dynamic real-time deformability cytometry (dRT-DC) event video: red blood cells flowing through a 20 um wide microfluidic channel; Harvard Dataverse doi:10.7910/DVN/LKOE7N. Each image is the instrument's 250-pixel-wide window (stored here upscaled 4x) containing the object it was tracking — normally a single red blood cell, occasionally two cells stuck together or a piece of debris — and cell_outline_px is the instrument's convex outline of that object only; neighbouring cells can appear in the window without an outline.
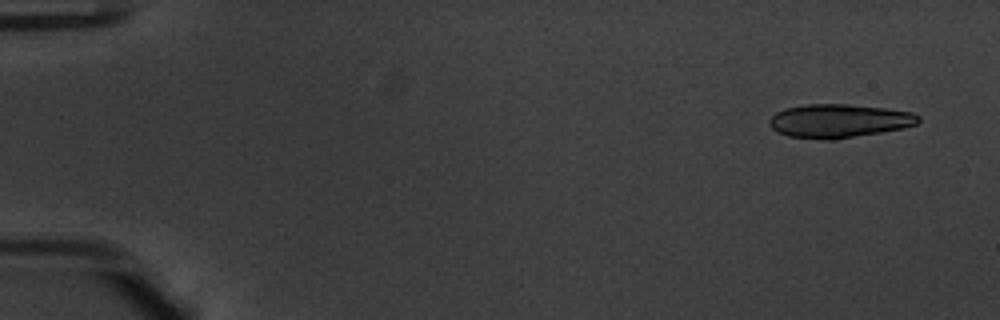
{"species": "common noctule bat (a hibernating species)", "species_latin": "Nyctalus noctula", "temperature_condition": "warm", "stored_images_in_passage": 31, "camera_frame_rate_fps": 3000, "um_per_image_px": 0.085, "animal": {"sex": "male", "body_mass_g": 20.1, "forearm_length_mm": 53.5}, "frame": {"image": 1, "passage_image": 3, "time_ms": 0.667, "image_size_px": [1000, 320], "cell_outline_px": [[920, 120], [916, 124], [904, 128], [836, 140], [828, 140], [788, 136], [776, 132], [768, 124], [768, 120], [776, 112], [784, 108], [804, 104], [848, 104], [888, 108], [912, 112], [920, 116]], "centroid_in_image_um": [71.3, 10.27], "position_along_channel_um": 13.7, "area_um2": 29.54}}